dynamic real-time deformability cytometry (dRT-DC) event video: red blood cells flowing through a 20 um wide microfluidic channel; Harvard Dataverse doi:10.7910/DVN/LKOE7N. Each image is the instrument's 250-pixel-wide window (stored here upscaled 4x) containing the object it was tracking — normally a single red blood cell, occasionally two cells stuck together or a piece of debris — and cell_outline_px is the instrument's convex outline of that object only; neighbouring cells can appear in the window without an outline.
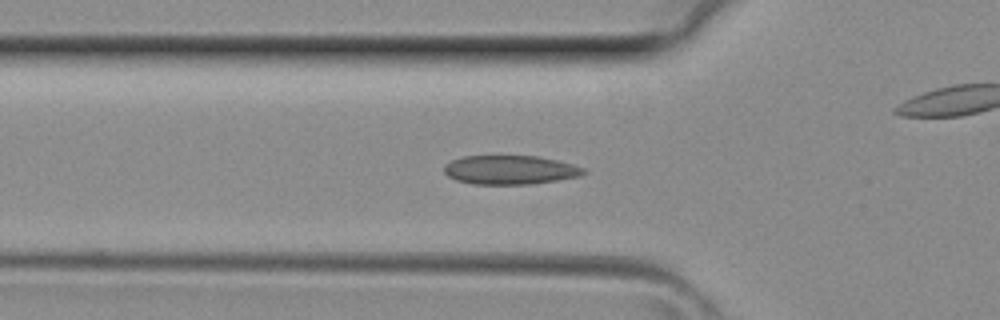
{"species": "common noctule bat (a hibernating species)", "species_latin": "Nyctalus noctula", "temperature_condition": "room temperature", "stored_images_in_passage": 39, "camera_frame_rate_fps": 3000, "um_per_image_px": 0.085, "animal": {"sex": "female", "body_mass_g": 29.2, "forearm_length_mm": 56.3}, "frame": {"image": 1, "passage_image": 12, "time_ms": 3.667, "image_size_px": [1000, 320], "cell_outline_px": [[588, 172], [580, 176], [532, 184], [472, 184], [456, 180], [448, 176], [444, 172], [444, 164], [452, 160], [464, 156], [536, 156], [556, 160], [572, 164], [584, 168]], "centroid_in_image_um": [43.34, 14.44], "position_along_channel_um": 82.5, "area_um2": 23.52}}
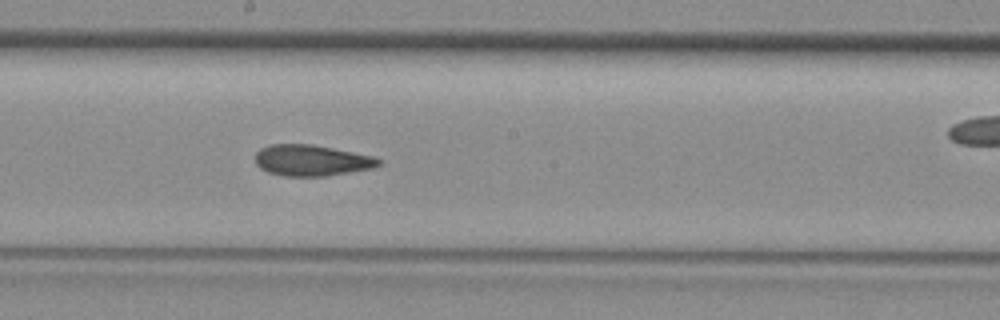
{"frame": {"image": 2, "passage_image": 20, "time_ms": 6.333, "image_size_px": [1000, 320], "cell_outline_px": [[380, 164], [372, 168], [324, 176], [284, 176], [268, 172], [260, 168], [256, 164], [256, 152], [260, 148], [272, 144], [308, 144], [332, 148], [372, 156], [380, 160]], "centroid_in_image_um": [26.43, 13.63], "position_along_channel_um": 221.8, "area_um2": 22.02}}
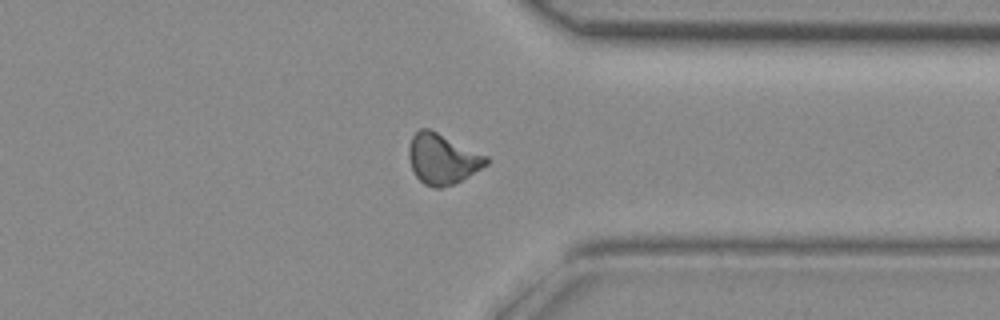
{"frame": {"image": 3, "passage_image": 29, "time_ms": 9.333, "image_size_px": [1000, 320], "cell_outline_px": [[488, 164], [468, 176], [452, 184], [440, 188], [436, 188], [424, 184], [416, 176], [412, 168], [408, 156], [408, 148], [412, 136], [420, 128], [428, 128], [488, 156]], "centroid_in_image_um": [37.59, 13.5], "position_along_channel_um": 373.8, "area_um2": 22.43}}